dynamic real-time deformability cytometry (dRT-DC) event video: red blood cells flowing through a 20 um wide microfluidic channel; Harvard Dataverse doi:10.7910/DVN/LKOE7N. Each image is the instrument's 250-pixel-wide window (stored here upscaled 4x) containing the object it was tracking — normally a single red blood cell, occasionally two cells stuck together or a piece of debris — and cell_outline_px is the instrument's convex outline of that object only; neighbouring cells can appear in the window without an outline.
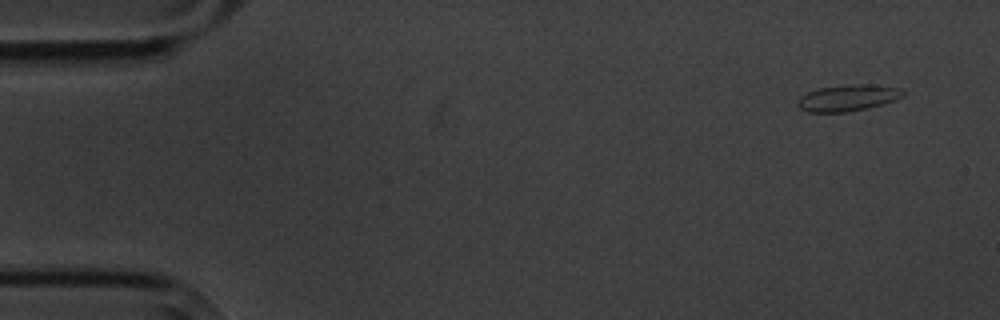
{"species": "common noctule bat (a hibernating species)", "species_latin": "Nyctalus noctula", "temperature_condition": "cold", "stored_images_in_passage": 7, "camera_frame_rate_fps": 3000, "um_per_image_px": 0.085, "animal": {"sex": "male", "body_mass_g": 20.1, "forearm_length_mm": 53.5}, "frame": {"image": 1, "passage_image": 1, "time_ms": 0.0, "image_size_px": [1000, 320], "cell_outline_px": [[904, 96], [896, 100], [868, 108], [848, 112], [808, 112], [800, 108], [796, 104], [800, 96], [808, 92], [820, 88], [856, 84], [872, 84], [900, 88], [904, 92]], "centroid_in_image_um": [72.09, 8.32], "position_along_channel_um": 12.9, "area_um2": 16.18}}
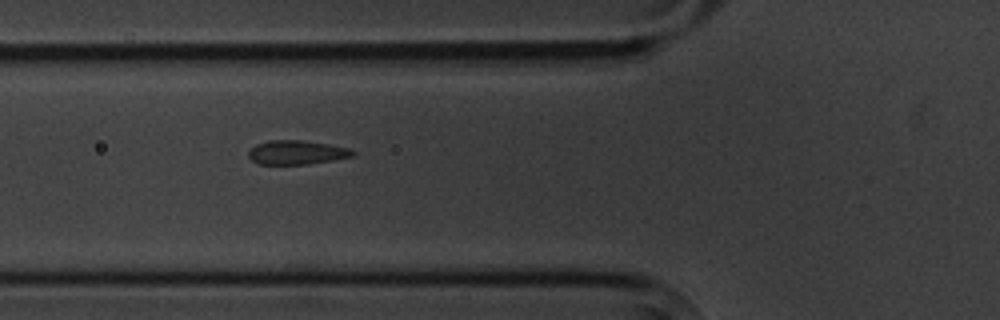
{"frame": {"image": 2, "passage_image": 6, "time_ms": 5.667, "image_size_px": [1000, 320], "cell_outline_px": [[356, 152], [352, 156], [332, 160], [308, 164], [256, 164], [248, 156], [248, 152], [256, 144], [268, 140], [300, 140], [328, 144], [352, 148]], "centroid_in_image_um": [25.21, 12.95], "position_along_channel_um": 100.6, "area_um2": 14.62}}
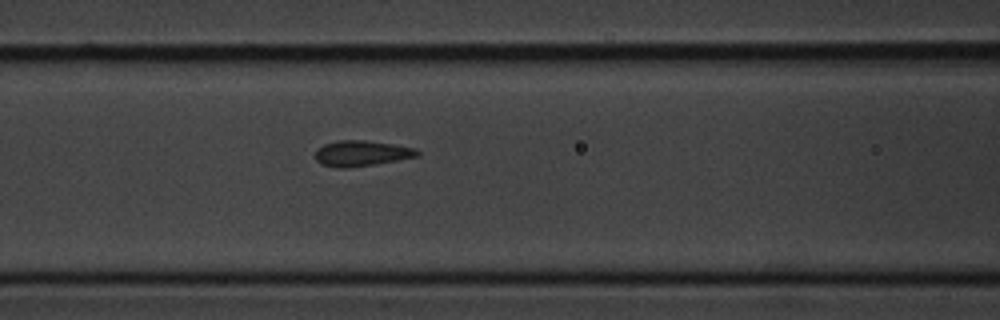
{"frame": {"image": 3, "passage_image": 7, "time_ms": 6.667, "image_size_px": [1000, 320], "cell_outline_px": [[420, 156], [348, 168], [340, 168], [320, 164], [316, 160], [316, 148], [324, 144], [336, 140], [364, 140], [392, 144], [416, 148], [420, 152]], "centroid_in_image_um": [30.71, 13.02], "position_along_channel_um": 135.9, "area_um2": 15.2}}